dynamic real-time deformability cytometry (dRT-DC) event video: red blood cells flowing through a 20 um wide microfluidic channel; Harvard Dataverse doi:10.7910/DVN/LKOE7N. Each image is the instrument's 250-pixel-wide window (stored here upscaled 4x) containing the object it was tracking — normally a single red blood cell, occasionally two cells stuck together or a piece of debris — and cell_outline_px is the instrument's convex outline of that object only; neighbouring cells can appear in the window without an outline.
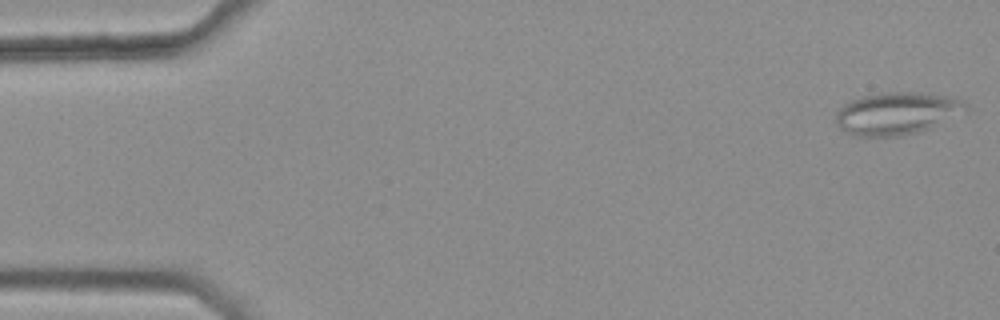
{"species": "common noctule bat (a hibernating species)", "species_latin": "Nyctalus noctula", "temperature_condition": "warm", "stored_images_in_passage": 46, "camera_frame_rate_fps": 3000, "um_per_image_px": 0.085, "animal": {"sex": "female", "body_mass_g": 25.1}, "frame": {"image": 1, "passage_image": 1, "time_ms": 0.0, "image_size_px": [1000, 320], "cell_outline_px": [[968, 112], [932, 128], [900, 136], [860, 136], [844, 132], [836, 124], [836, 112], [844, 104], [860, 96], [880, 92], [920, 92], [952, 96], [964, 100], [968, 104]], "centroid_in_image_um": [76.31, 9.62], "position_along_channel_um": 8.7, "area_um2": 32.77}}
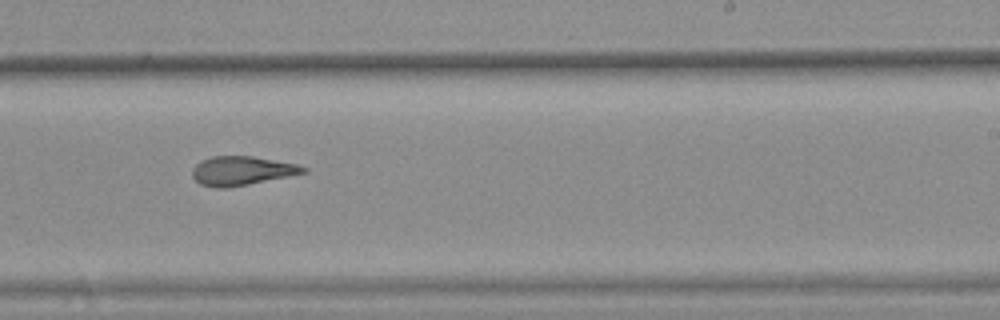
{"frame": {"image": 2, "passage_image": 32, "time_ms": 10.333, "image_size_px": [1000, 320], "cell_outline_px": [[308, 172], [228, 188], [216, 188], [200, 184], [192, 176], [192, 168], [200, 160], [212, 156], [252, 156], [296, 164], [308, 168]], "centroid_in_image_um": [20.52, 14.51], "position_along_channel_um": 268.5, "area_um2": 18.73}}
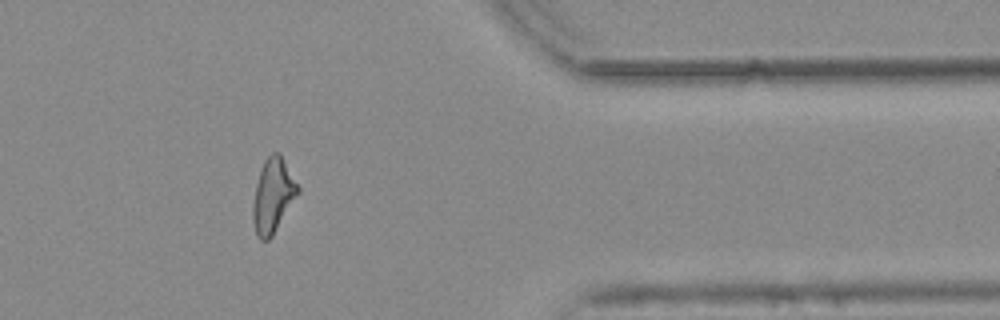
{"frame": {"image": 3, "passage_image": 43, "time_ms": 14.0, "image_size_px": [1000, 320], "cell_outline_px": [[300, 192], [272, 236], [268, 240], [260, 240], [256, 236], [252, 220], [252, 204], [256, 184], [260, 168], [264, 160], [272, 152], [280, 152], [300, 188]], "centroid_in_image_um": [23.19, 16.62], "position_along_channel_um": 388.2, "area_um2": 19.71}, "authors_computed_cell_mechanics": {"area_um2": 19.7676, "velocity_mm_per_s": 3.8098, "shape_relaxation_time_tau1_ms": null, "shape_relaxation_time_tau2_ms": 3.1833, "deformation_change_tau1": null, "deformation_change_tau2": 0.1321}}